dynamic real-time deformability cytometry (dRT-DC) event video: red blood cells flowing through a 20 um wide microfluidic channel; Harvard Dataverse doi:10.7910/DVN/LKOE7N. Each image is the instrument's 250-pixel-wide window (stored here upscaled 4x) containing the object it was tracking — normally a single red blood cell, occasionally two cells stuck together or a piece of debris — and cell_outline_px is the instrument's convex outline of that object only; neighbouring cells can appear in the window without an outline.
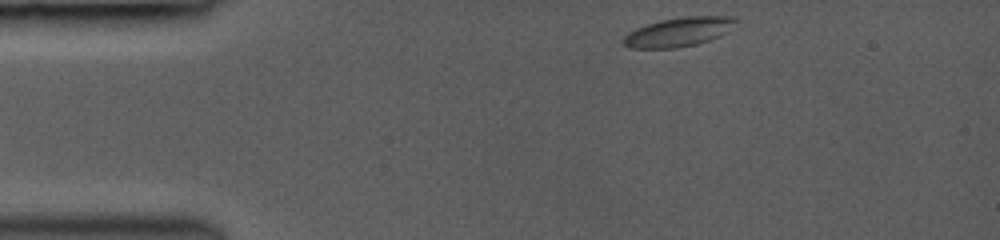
{"species": "common noctule bat (a hibernating species)", "species_latin": "Nyctalus noctula", "temperature_condition": "room temperature", "stored_images_in_passage": 7, "camera_frame_rate_fps": 3000, "um_per_image_px": 0.085, "animal": {"sex": "female", "body_mass_g": 19.0, "forearm_length_mm": 53.3}, "frame": {"image": 1, "passage_image": 1, "time_ms": 0.0, "image_size_px": [1000, 240], "cell_outline_px": [[740, 20], [728, 32], [720, 36], [696, 44], [676, 48], [628, 48], [624, 44], [624, 36], [628, 32], [636, 28], [660, 20], [684, 16], [732, 16]], "centroid_in_image_um": [57.73, 2.7], "position_along_channel_um": 27.3, "area_um2": 19.19}}
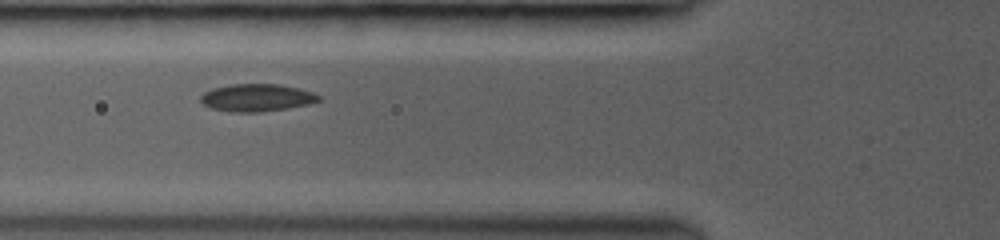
{"frame": {"image": 2, "passage_image": 4, "time_ms": 3.333, "image_size_px": [1000, 240], "cell_outline_px": [[320, 100], [308, 104], [288, 108], [264, 112], [228, 112], [212, 108], [204, 104], [200, 100], [200, 96], [204, 92], [212, 88], [232, 84], [280, 84], [300, 88], [312, 92], [320, 96]], "centroid_in_image_um": [21.82, 8.3], "position_along_channel_um": 104.0, "area_um2": 19.02}}
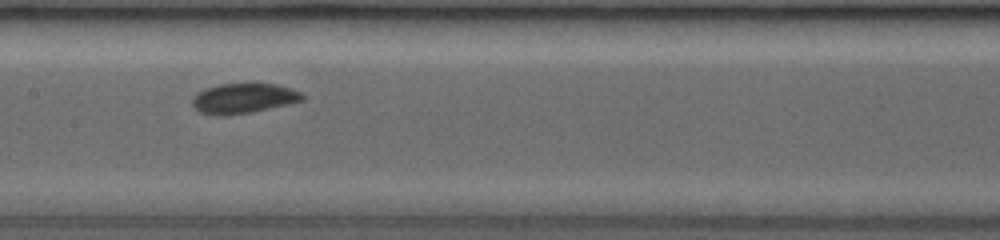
{"frame": {"image": 3, "passage_image": 6, "time_ms": 5.333, "image_size_px": [1000, 240], "cell_outline_px": [[304, 100], [252, 112], [200, 112], [192, 104], [192, 96], [204, 88], [220, 84], [276, 84], [292, 88], [300, 92], [304, 96]], "centroid_in_image_um": [20.75, 8.3], "position_along_channel_um": 186.7, "area_um2": 18.38}}